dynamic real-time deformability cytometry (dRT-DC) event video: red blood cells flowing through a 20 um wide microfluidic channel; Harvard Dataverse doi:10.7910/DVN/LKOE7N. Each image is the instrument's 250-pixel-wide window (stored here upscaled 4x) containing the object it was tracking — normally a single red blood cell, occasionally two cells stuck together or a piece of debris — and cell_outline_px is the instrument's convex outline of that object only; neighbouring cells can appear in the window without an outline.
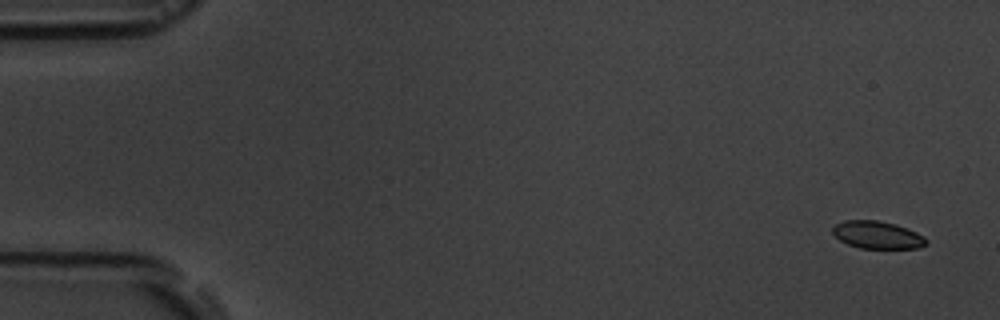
{"species": "common noctule bat (a hibernating species)", "species_latin": "Nyctalus noctula", "temperature_condition": "room temperature", "stored_images_in_passage": 5, "camera_frame_rate_fps": 3000, "um_per_image_px": 0.085, "animal": {"sex": "male", "body_mass_g": 19.5, "forearm_length_mm": 54.6}, "frame": {"image": 1, "passage_image": 1, "time_ms": 0.0, "image_size_px": [1000, 320], "cell_outline_px": [[928, 244], [920, 248], [860, 248], [848, 244], [840, 240], [832, 232], [832, 228], [836, 224], [844, 220], [876, 220], [896, 224], [916, 232], [924, 236], [928, 240]], "centroid_in_image_um": [74.6, 19.97], "position_along_channel_um": 10.4, "area_um2": 15.03}}
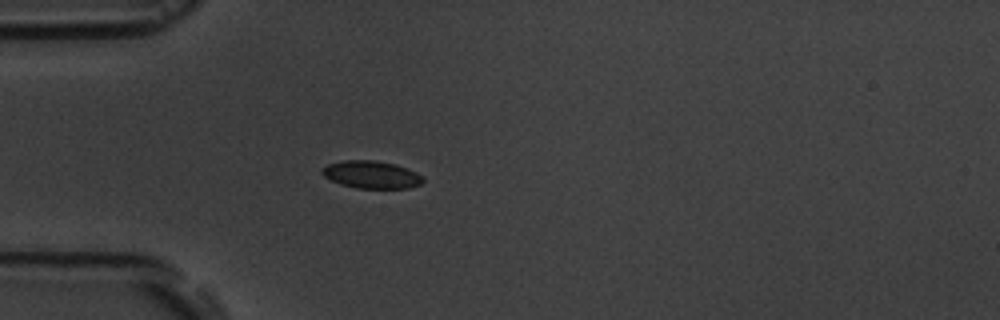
{"frame": {"image": 2, "passage_image": 5, "time_ms": 4.667, "image_size_px": [1000, 320], "cell_outline_px": [[424, 180], [420, 184], [408, 188], [356, 188], [340, 184], [324, 176], [320, 172], [328, 164], [344, 160], [372, 160], [396, 164], [408, 168], [424, 176]], "centroid_in_image_um": [31.6, 14.84], "position_along_channel_um": 53.4, "area_um2": 16.18}}